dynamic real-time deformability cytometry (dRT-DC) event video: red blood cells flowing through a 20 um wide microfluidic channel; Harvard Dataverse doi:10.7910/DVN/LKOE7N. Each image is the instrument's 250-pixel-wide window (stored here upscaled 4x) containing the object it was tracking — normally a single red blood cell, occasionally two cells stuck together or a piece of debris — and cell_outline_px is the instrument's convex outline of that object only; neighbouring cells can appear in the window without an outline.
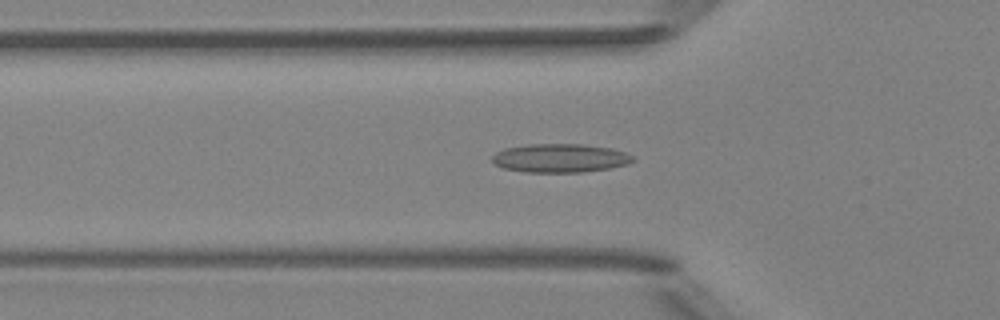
{"species": "Egyptian fruit bat (a non-hibernating species)", "species_latin": "Rousettus aegyptiacus", "temperature_condition": "room temperature", "stored_images_in_passage": 38, "camera_frame_rate_fps": 3000, "um_per_image_px": 0.085, "animal": {"sex": "female"}, "frame": {"image": 1, "passage_image": 3, "time_ms": 0.667, "image_size_px": [1000, 320], "cell_outline_px": [[636, 160], [628, 164], [608, 168], [580, 172], [528, 172], [504, 168], [496, 164], [492, 160], [492, 156], [496, 152], [504, 148], [528, 144], [584, 144], [612, 148], [624, 152], [632, 156]], "centroid_in_image_um": [47.61, 13.43], "position_along_channel_um": 78.2, "area_um2": 23.41}}
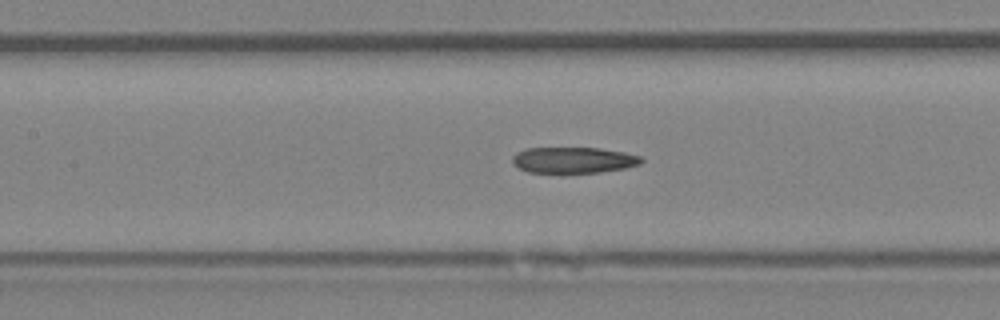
{"frame": {"image": 2, "passage_image": 9, "time_ms": 2.667, "image_size_px": [1000, 320], "cell_outline_px": [[644, 160], [640, 164], [624, 168], [600, 172], [528, 172], [516, 168], [512, 164], [512, 156], [516, 152], [524, 148], [600, 148], [624, 152], [640, 156]], "centroid_in_image_um": [48.69, 13.6], "position_along_channel_um": 158.7, "area_um2": 19.59}}
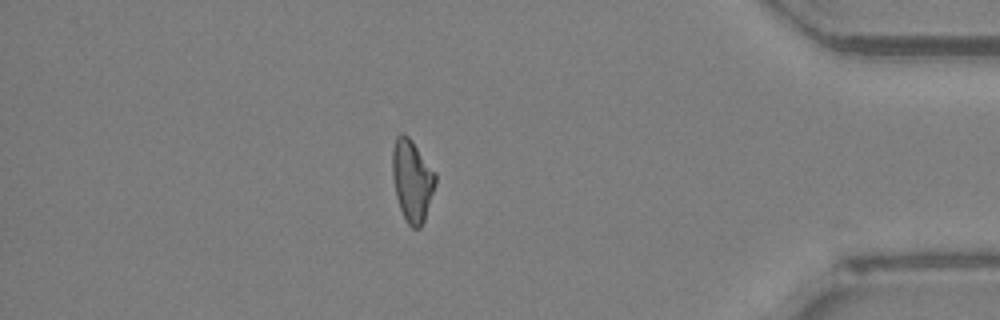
{"frame": {"image": 3, "passage_image": 30, "time_ms": 9.667, "image_size_px": [1000, 320], "cell_outline_px": [[436, 184], [424, 220], [420, 228], [412, 228], [408, 224], [400, 208], [396, 196], [392, 176], [392, 148], [396, 136], [400, 132], [404, 132], [412, 140], [436, 172]], "centroid_in_image_um": [35.02, 15.29], "position_along_channel_um": 400.2, "area_um2": 20.69}}